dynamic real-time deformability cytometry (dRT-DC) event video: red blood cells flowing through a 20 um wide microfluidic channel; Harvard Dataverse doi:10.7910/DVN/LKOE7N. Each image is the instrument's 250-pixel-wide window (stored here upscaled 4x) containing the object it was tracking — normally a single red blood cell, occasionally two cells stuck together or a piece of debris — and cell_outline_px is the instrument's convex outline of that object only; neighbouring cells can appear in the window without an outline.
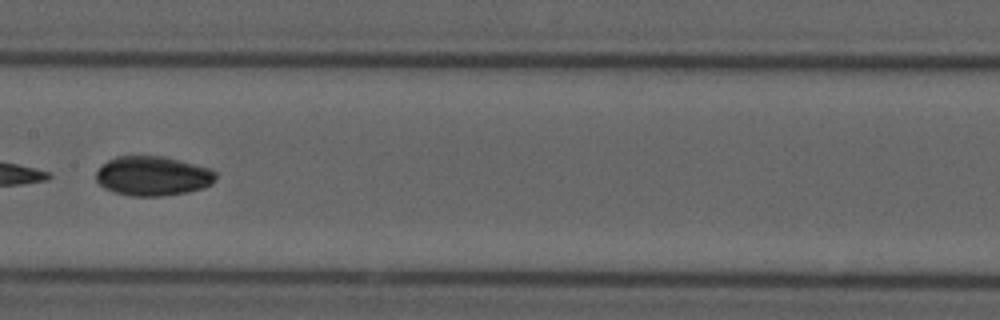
{"species": "common noctule bat (a hibernating species)", "species_latin": "Nyctalus noctula", "temperature_condition": "cold", "stored_images_in_passage": 10, "camera_frame_rate_fps": 3000, "um_per_image_px": 0.085, "animal": {"sex": "male", "forearm_length_mm": 52.5}, "frame": {"image": 1, "passage_image": 7, "time_ms": 8.333, "image_size_px": [1000, 320], "cell_outline_px": [[216, 180], [212, 184], [204, 188], [188, 192], [164, 196], [132, 196], [112, 192], [104, 188], [96, 180], [96, 172], [108, 160], [116, 156], [164, 156], [212, 168], [216, 172]], "centroid_in_image_um": [13.02, 14.96], "position_along_channel_um": 194.4, "area_um2": 27.86}}
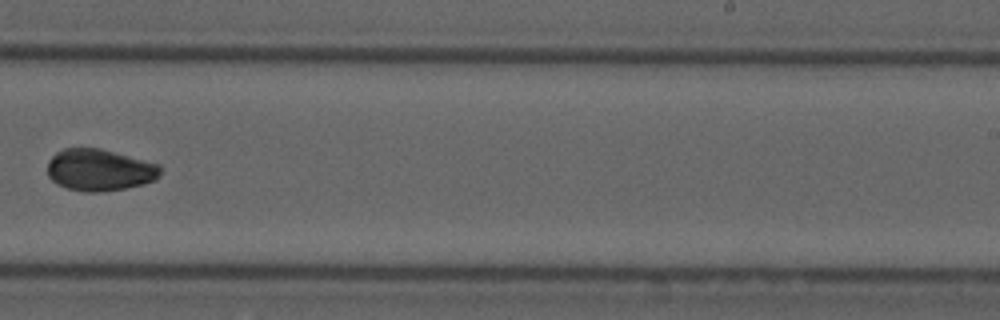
{"frame": {"image": 2, "passage_image": 9, "time_ms": 10.667, "image_size_px": [1000, 320], "cell_outline_px": [[160, 176], [156, 180], [144, 184], [124, 188], [100, 192], [84, 192], [68, 188], [56, 184], [48, 176], [48, 160], [56, 152], [64, 148], [100, 148], [160, 164]], "centroid_in_image_um": [8.46, 14.45], "position_along_channel_um": 280.5, "area_um2": 27.63}}
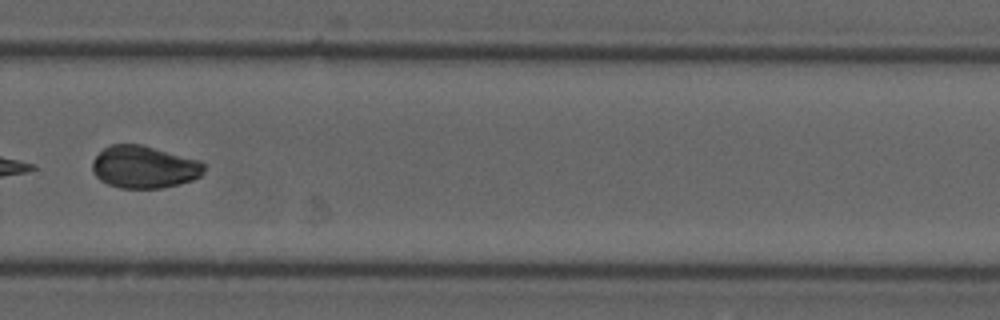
{"frame": {"image": 3, "passage_image": 10, "time_ms": 11.667, "image_size_px": [1000, 320], "cell_outline_px": [[204, 172], [200, 176], [192, 180], [160, 188], [120, 188], [108, 184], [100, 180], [92, 172], [92, 160], [104, 148], [112, 144], [140, 144], [200, 160], [204, 164]], "centroid_in_image_um": [12.23, 14.19], "position_along_channel_um": 317.6, "area_um2": 27.51}}